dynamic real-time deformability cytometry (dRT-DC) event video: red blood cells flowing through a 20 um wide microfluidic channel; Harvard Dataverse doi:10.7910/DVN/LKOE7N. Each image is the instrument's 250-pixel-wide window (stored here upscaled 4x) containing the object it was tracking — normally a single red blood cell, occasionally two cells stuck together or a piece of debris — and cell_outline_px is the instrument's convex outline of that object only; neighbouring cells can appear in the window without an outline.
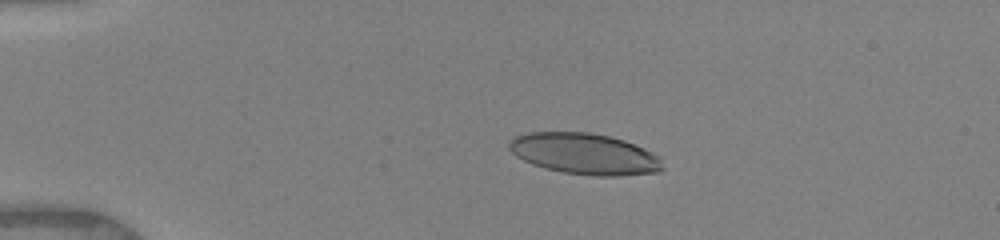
{"species": "human", "species_latin": "Homo sapiens", "temperature_condition": "warm", "stored_images_in_passage": 51, "camera_frame_rate_fps": 3000, "um_per_image_px": 0.085, "donor": {"sex": "female"}, "frame": {"image": 1, "passage_image": 7, "time_ms": 3.667, "image_size_px": [1000, 240], "cell_outline_px": [[664, 168], [656, 172], [620, 176], [596, 176], [564, 172], [544, 168], [532, 164], [516, 156], [508, 148], [508, 140], [512, 136], [524, 132], [588, 132], [608, 136], [624, 140], [644, 148], [660, 156]], "centroid_in_image_um": [49.66, 13.07], "position_along_channel_um": 35.3, "area_um2": 37.05}}
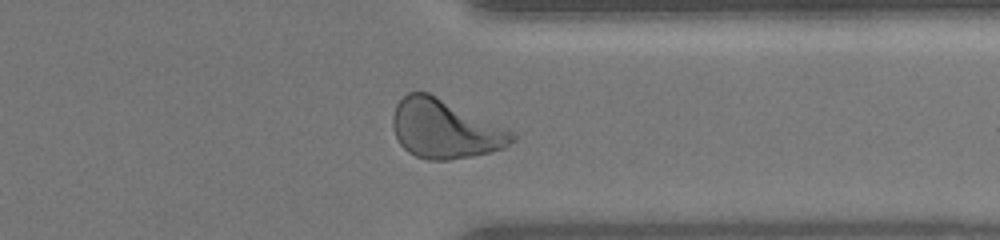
{"frame": {"image": 2, "passage_image": 38, "time_ms": 13.667, "image_size_px": [1000, 240], "cell_outline_px": [[516, 140], [504, 148], [472, 156], [448, 160], [428, 160], [416, 156], [408, 152], [400, 144], [392, 128], [392, 116], [396, 104], [408, 92], [428, 92], [516, 132]], "centroid_in_image_um": [37.82, 10.97], "position_along_channel_um": 373.6, "area_um2": 40.98}}
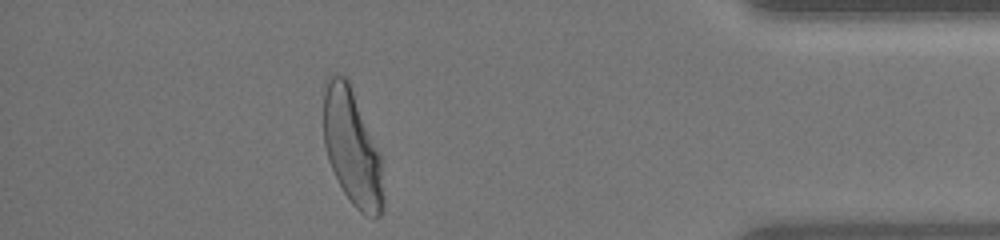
{"frame": {"image": 3, "passage_image": 44, "time_ms": 15.333, "image_size_px": [1000, 240], "cell_outline_px": [[384, 212], [376, 220], [364, 216], [352, 204], [344, 192], [328, 160], [324, 144], [324, 80], [332, 72], [344, 76], [348, 80], [380, 152], [384, 196]], "centroid_in_image_um": [29.94, 12.58], "position_along_channel_um": 405.3, "area_um2": 40.86}, "authors_computed_cell_mechanics": {"area_um2": 39.593, "velocity_mm_per_s": 3.9397, "shape_relaxation_time_tau1_ms": 3.2407, "shape_relaxation_time_tau2_ms": null, "deformation_change_tau1": 0.1785, "deformation_change_tau2": null}}